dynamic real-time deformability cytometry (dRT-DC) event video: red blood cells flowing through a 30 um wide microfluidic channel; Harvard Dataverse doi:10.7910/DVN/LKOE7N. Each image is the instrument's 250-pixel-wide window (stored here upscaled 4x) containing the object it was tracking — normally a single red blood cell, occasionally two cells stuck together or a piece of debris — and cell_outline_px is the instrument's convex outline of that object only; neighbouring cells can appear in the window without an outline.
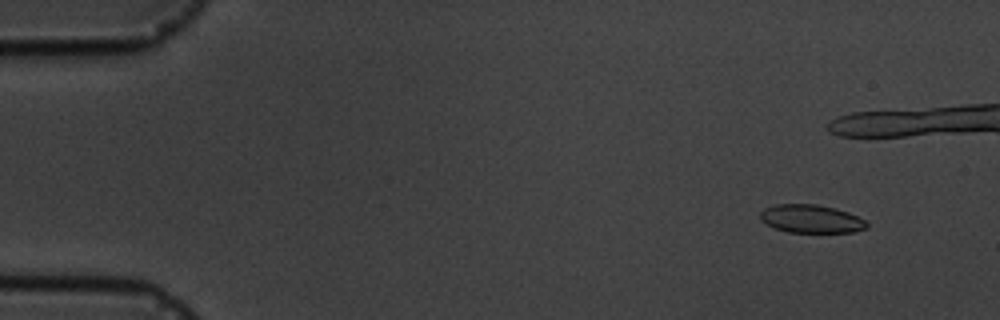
{"species": "common noctule bat (a hibernating species)", "species_latin": "Nyctalus noctula", "temperature_condition": "cold", "stored_images_in_passage": 7, "camera_frame_rate_fps": 3000, "um_per_image_px": 0.085, "animal": {"sex": "male", "body_mass_g": 19.5, "forearm_length_mm": 54.6}, "frame": {"image": 1, "passage_image": 2, "time_ms": 1.0, "image_size_px": [1000, 320], "cell_outline_px": [[868, 228], [852, 232], [788, 232], [776, 228], [760, 220], [760, 212], [764, 208], [776, 204], [816, 204], [848, 212], [864, 220], [868, 224]], "centroid_in_image_um": [68.93, 18.6], "position_along_channel_um": 16.1, "area_um2": 17.34}}